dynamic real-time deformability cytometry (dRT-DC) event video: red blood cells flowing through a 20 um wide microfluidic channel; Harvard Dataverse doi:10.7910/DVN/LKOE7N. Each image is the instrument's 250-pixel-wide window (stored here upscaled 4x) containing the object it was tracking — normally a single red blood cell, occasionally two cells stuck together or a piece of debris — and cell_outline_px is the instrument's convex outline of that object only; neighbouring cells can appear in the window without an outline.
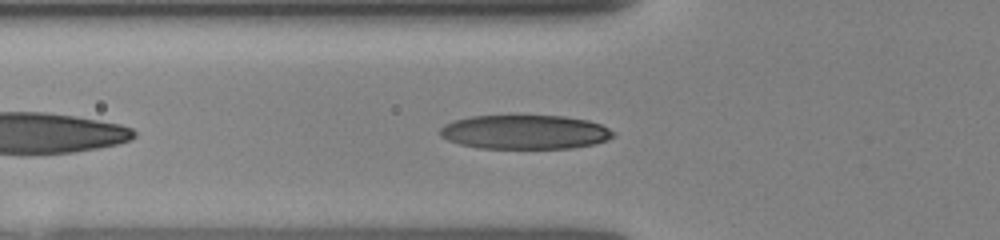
{"species": "human", "species_latin": "Homo sapiens", "temperature_condition": "room temperature", "stored_images_in_passage": 40, "camera_frame_rate_fps": 3000, "um_per_image_px": 0.085, "donor": {"sex": "female"}, "frame": {"image": 1, "passage_image": 12, "time_ms": 4.667, "image_size_px": [1000, 240], "cell_outline_px": [[616, 136], [608, 140], [592, 144], [572, 148], [480, 148], [460, 144], [448, 140], [440, 136], [440, 128], [444, 124], [456, 120], [472, 116], [564, 116], [588, 120], [600, 124], [616, 132]], "centroid_in_image_um": [44.65, 11.22], "position_along_channel_um": 81.2, "area_um2": 34.45}}
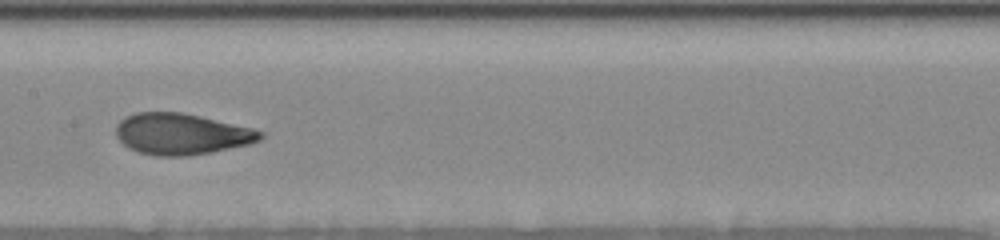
{"frame": {"image": 2, "passage_image": 20, "time_ms": 7.333, "image_size_px": [1000, 240], "cell_outline_px": [[264, 136], [260, 140], [252, 144], [212, 152], [188, 156], [156, 156], [136, 152], [128, 148], [116, 136], [116, 124], [124, 116], [136, 112], [180, 112], [200, 116], [252, 128], [264, 132]], "centroid_in_image_um": [15.42, 11.4], "position_along_channel_um": 192.0, "area_um2": 34.97}}
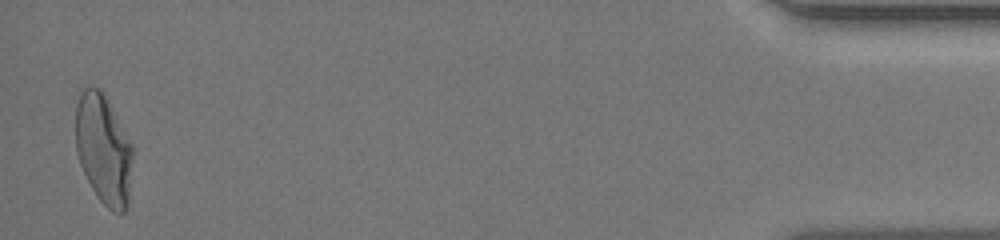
{"frame": {"image": 3, "passage_image": 40, "time_ms": 15.0, "image_size_px": [1000, 240], "cell_outline_px": [[132, 156], [128, 200], [124, 212], [112, 212], [100, 200], [92, 188], [80, 164], [76, 152], [76, 104], [80, 92], [84, 88], [100, 88], [132, 144]], "centroid_in_image_um": [8.78, 12.69], "position_along_channel_um": 426.4, "area_um2": 35.95}}